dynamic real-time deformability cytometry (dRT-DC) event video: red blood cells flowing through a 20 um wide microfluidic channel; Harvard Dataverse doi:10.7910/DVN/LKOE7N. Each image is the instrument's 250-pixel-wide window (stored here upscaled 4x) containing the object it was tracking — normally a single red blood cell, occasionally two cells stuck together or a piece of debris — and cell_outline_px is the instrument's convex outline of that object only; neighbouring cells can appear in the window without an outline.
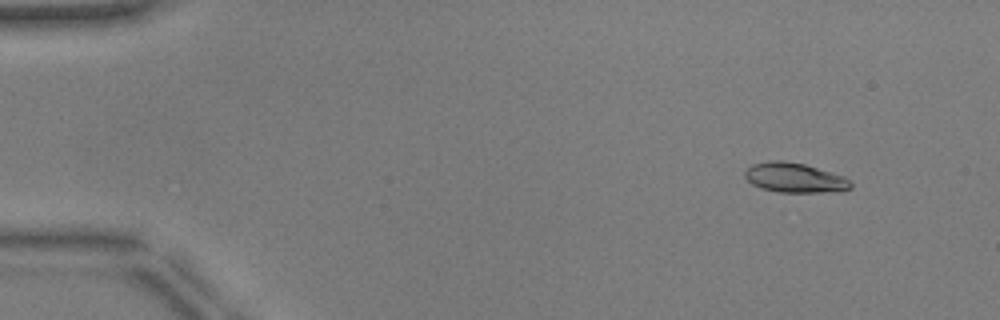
{"species": "common noctule bat (a hibernating species)", "species_latin": "Nyctalus noctula", "temperature_condition": "warm", "stored_images_in_passage": 52, "camera_frame_rate_fps": 3000, "um_per_image_px": 0.085, "animal": {"sex": "male", "body_mass_g": 17.9, "forearm_length_mm": 54.2}, "frame": {"image": 1, "passage_image": 6, "time_ms": 1.667, "image_size_px": [1000, 320], "cell_outline_px": [[852, 188], [820, 192], [780, 192], [760, 188], [752, 184], [744, 176], [744, 172], [752, 164], [768, 160], [780, 160], [804, 164], [844, 176], [852, 184]], "centroid_in_image_um": [67.49, 15.09], "position_along_channel_um": 17.5, "area_um2": 18.09}}
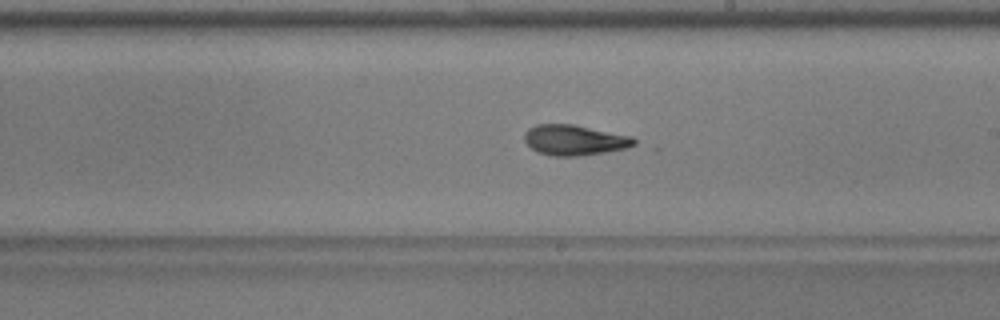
{"frame": {"image": 2, "passage_image": 31, "time_ms": 10.0, "image_size_px": [1000, 320], "cell_outline_px": [[636, 144], [628, 148], [604, 152], [576, 156], [552, 156], [536, 152], [524, 140], [524, 132], [528, 128], [536, 124], [572, 124], [632, 136], [636, 140]], "centroid_in_image_um": [48.81, 11.9], "position_along_channel_um": 240.2, "area_um2": 19.48}}
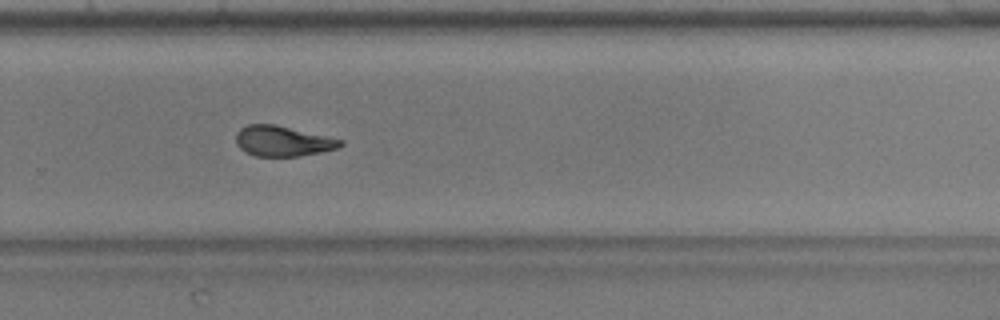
{"frame": {"image": 3, "passage_image": 36, "time_ms": 11.667, "image_size_px": [1000, 320], "cell_outline_px": [[344, 144], [336, 148], [320, 152], [300, 156], [256, 156], [244, 152], [236, 144], [236, 132], [240, 128], [248, 124], [276, 124], [344, 140]], "centroid_in_image_um": [24.01, 11.98], "position_along_channel_um": 305.8, "area_um2": 18.55}, "authors_computed_cell_mechanics": {"area_um2": 19.1896, "velocity_mm_per_s": 3.9592, "shape_relaxation_time_tau1_ms": null, "shape_relaxation_time_tau2_ms": 1.8976, "deformation_change_tau1": null, "deformation_change_tau2": 0.0896}}